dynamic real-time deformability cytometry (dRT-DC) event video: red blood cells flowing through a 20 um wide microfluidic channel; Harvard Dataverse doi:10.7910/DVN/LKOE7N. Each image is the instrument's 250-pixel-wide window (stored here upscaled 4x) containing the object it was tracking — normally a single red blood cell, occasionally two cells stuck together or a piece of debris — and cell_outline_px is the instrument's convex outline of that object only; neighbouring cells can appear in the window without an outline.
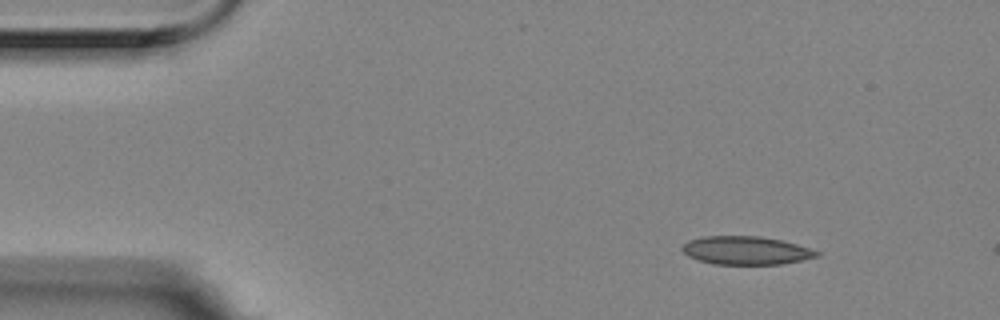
{"species": "Egyptian fruit bat (a non-hibernating species)", "species_latin": "Rousettus aegyptiacus", "temperature_condition": "room temperature", "stored_images_in_passage": 7, "camera_frame_rate_fps": 3000, "um_per_image_px": 0.085, "animal": {"sex": "female"}, "frame": {"image": 1, "passage_image": 1, "time_ms": 0.0, "image_size_px": [1000, 320], "cell_outline_px": [[820, 256], [780, 264], [712, 264], [688, 256], [680, 248], [688, 240], [704, 236], [760, 236], [780, 240], [796, 244], [820, 252]], "centroid_in_image_um": [63.38, 21.28], "position_along_channel_um": 21.6, "area_um2": 22.02}}
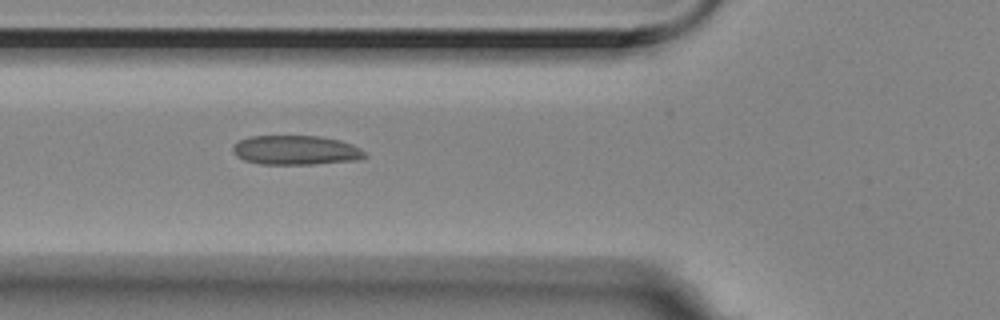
{"frame": {"image": 2, "passage_image": 5, "time_ms": 1.333, "image_size_px": [1000, 320], "cell_outline_px": [[368, 156], [356, 160], [312, 164], [260, 164], [244, 160], [236, 156], [232, 152], [232, 148], [240, 140], [248, 136], [320, 136], [340, 140], [352, 144], [360, 148]], "centroid_in_image_um": [25.14, 12.76], "position_along_channel_um": 100.7, "area_um2": 22.6}}
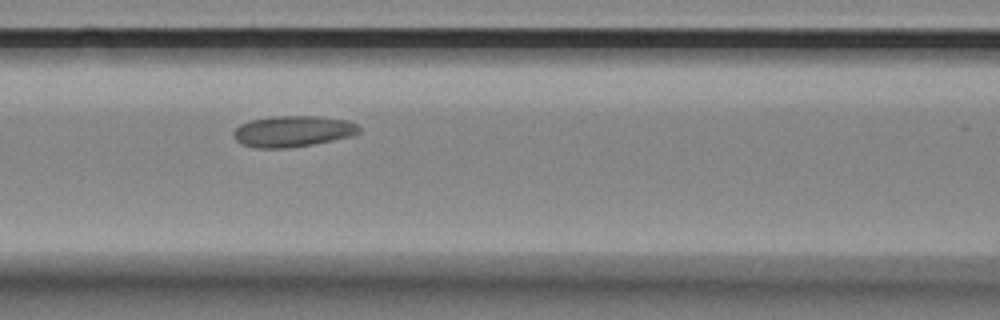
{"frame": {"image": 3, "passage_image": 6, "time_ms": 1.667, "image_size_px": [1000, 320], "cell_outline_px": [[360, 132], [356, 136], [312, 144], [288, 148], [256, 148], [240, 144], [236, 140], [232, 132], [240, 124], [248, 120], [276, 116], [316, 116], [348, 120], [356, 124], [360, 128]], "centroid_in_image_um": [24.9, 11.16], "position_along_channel_um": 141.7, "area_um2": 23.0}}